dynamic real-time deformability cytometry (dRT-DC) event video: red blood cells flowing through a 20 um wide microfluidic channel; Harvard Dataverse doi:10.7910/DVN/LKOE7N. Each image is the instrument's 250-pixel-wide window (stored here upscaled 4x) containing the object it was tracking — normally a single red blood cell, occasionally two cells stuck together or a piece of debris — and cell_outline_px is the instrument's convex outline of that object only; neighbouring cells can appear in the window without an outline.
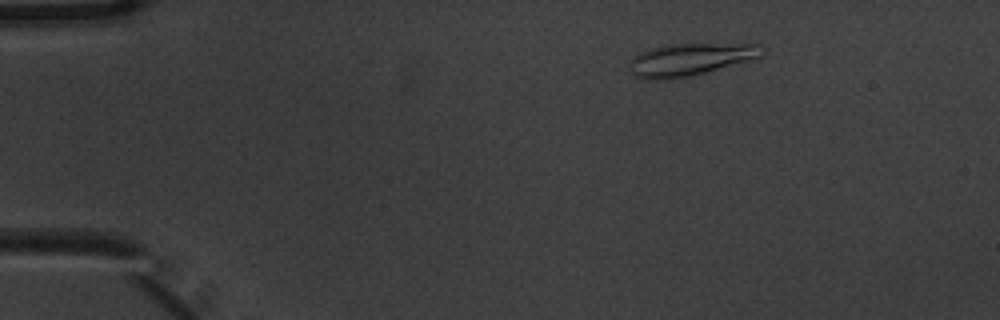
{"species": "common noctule bat (a hibernating species)", "species_latin": "Nyctalus noctula", "temperature_condition": "warm", "stored_images_in_passage": 5, "camera_frame_rate_fps": 3000, "um_per_image_px": 0.085, "animal": {"sex": "male", "body_mass_g": 20.1, "forearm_length_mm": 53.5}, "frame": {"image": 1, "passage_image": 3, "time_ms": 0.667, "image_size_px": [1000, 320], "cell_outline_px": [[768, 48], [764, 56], [752, 60], [688, 76], [660, 80], [652, 80], [632, 76], [632, 56], [640, 52], [652, 48], [668, 44], [760, 44]], "centroid_in_image_um": [58.75, 5.04], "position_along_channel_um": 26.3, "area_um2": 24.97}}